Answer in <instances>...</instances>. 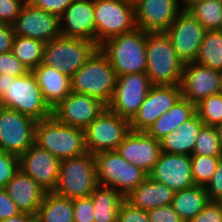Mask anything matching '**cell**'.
Instances as JSON below:
<instances>
[{"instance_id":"cell-21","label":"cell","mask_w":222,"mask_h":222,"mask_svg":"<svg viewBox=\"0 0 222 222\" xmlns=\"http://www.w3.org/2000/svg\"><path fill=\"white\" fill-rule=\"evenodd\" d=\"M117 152L129 163L149 174L161 153L160 141L146 131H133L123 139Z\"/></svg>"},{"instance_id":"cell-40","label":"cell","mask_w":222,"mask_h":222,"mask_svg":"<svg viewBox=\"0 0 222 222\" xmlns=\"http://www.w3.org/2000/svg\"><path fill=\"white\" fill-rule=\"evenodd\" d=\"M117 222H150L147 211L132 206L125 199L121 202Z\"/></svg>"},{"instance_id":"cell-3","label":"cell","mask_w":222,"mask_h":222,"mask_svg":"<svg viewBox=\"0 0 222 222\" xmlns=\"http://www.w3.org/2000/svg\"><path fill=\"white\" fill-rule=\"evenodd\" d=\"M35 144L60 161L87 153L84 130L65 125L53 115L37 122Z\"/></svg>"},{"instance_id":"cell-15","label":"cell","mask_w":222,"mask_h":222,"mask_svg":"<svg viewBox=\"0 0 222 222\" xmlns=\"http://www.w3.org/2000/svg\"><path fill=\"white\" fill-rule=\"evenodd\" d=\"M181 96L180 85H153L138 112L130 120L131 130L147 131Z\"/></svg>"},{"instance_id":"cell-50","label":"cell","mask_w":222,"mask_h":222,"mask_svg":"<svg viewBox=\"0 0 222 222\" xmlns=\"http://www.w3.org/2000/svg\"><path fill=\"white\" fill-rule=\"evenodd\" d=\"M178 6H182L180 7V10H188L189 8H191L194 4L200 2L201 0H176ZM180 1V2H179ZM182 4V5H181Z\"/></svg>"},{"instance_id":"cell-35","label":"cell","mask_w":222,"mask_h":222,"mask_svg":"<svg viewBox=\"0 0 222 222\" xmlns=\"http://www.w3.org/2000/svg\"><path fill=\"white\" fill-rule=\"evenodd\" d=\"M196 114L204 125L222 124V93L211 95L196 104Z\"/></svg>"},{"instance_id":"cell-9","label":"cell","mask_w":222,"mask_h":222,"mask_svg":"<svg viewBox=\"0 0 222 222\" xmlns=\"http://www.w3.org/2000/svg\"><path fill=\"white\" fill-rule=\"evenodd\" d=\"M94 16L98 46L137 28L134 5L123 0H94Z\"/></svg>"},{"instance_id":"cell-5","label":"cell","mask_w":222,"mask_h":222,"mask_svg":"<svg viewBox=\"0 0 222 222\" xmlns=\"http://www.w3.org/2000/svg\"><path fill=\"white\" fill-rule=\"evenodd\" d=\"M98 49L94 41L59 35L45 43L43 64L71 78Z\"/></svg>"},{"instance_id":"cell-8","label":"cell","mask_w":222,"mask_h":222,"mask_svg":"<svg viewBox=\"0 0 222 222\" xmlns=\"http://www.w3.org/2000/svg\"><path fill=\"white\" fill-rule=\"evenodd\" d=\"M1 105L29 116L37 122L52 115V110L44 101L32 71L9 79L8 90L1 98Z\"/></svg>"},{"instance_id":"cell-16","label":"cell","mask_w":222,"mask_h":222,"mask_svg":"<svg viewBox=\"0 0 222 222\" xmlns=\"http://www.w3.org/2000/svg\"><path fill=\"white\" fill-rule=\"evenodd\" d=\"M16 36H25L47 43L61 35L60 16L33 7L26 1L14 24Z\"/></svg>"},{"instance_id":"cell-49","label":"cell","mask_w":222,"mask_h":222,"mask_svg":"<svg viewBox=\"0 0 222 222\" xmlns=\"http://www.w3.org/2000/svg\"><path fill=\"white\" fill-rule=\"evenodd\" d=\"M10 78L15 77L0 73V99L7 93Z\"/></svg>"},{"instance_id":"cell-7","label":"cell","mask_w":222,"mask_h":222,"mask_svg":"<svg viewBox=\"0 0 222 222\" xmlns=\"http://www.w3.org/2000/svg\"><path fill=\"white\" fill-rule=\"evenodd\" d=\"M98 185L94 154L86 153L60 161L59 180L54 192L76 199L90 196Z\"/></svg>"},{"instance_id":"cell-4","label":"cell","mask_w":222,"mask_h":222,"mask_svg":"<svg viewBox=\"0 0 222 222\" xmlns=\"http://www.w3.org/2000/svg\"><path fill=\"white\" fill-rule=\"evenodd\" d=\"M117 74L108 58L98 49L71 77V92L95 97L108 105Z\"/></svg>"},{"instance_id":"cell-37","label":"cell","mask_w":222,"mask_h":222,"mask_svg":"<svg viewBox=\"0 0 222 222\" xmlns=\"http://www.w3.org/2000/svg\"><path fill=\"white\" fill-rule=\"evenodd\" d=\"M19 170V157L0 151V188H4Z\"/></svg>"},{"instance_id":"cell-1","label":"cell","mask_w":222,"mask_h":222,"mask_svg":"<svg viewBox=\"0 0 222 222\" xmlns=\"http://www.w3.org/2000/svg\"><path fill=\"white\" fill-rule=\"evenodd\" d=\"M146 74L153 85H180L185 63L165 32H146Z\"/></svg>"},{"instance_id":"cell-36","label":"cell","mask_w":222,"mask_h":222,"mask_svg":"<svg viewBox=\"0 0 222 222\" xmlns=\"http://www.w3.org/2000/svg\"><path fill=\"white\" fill-rule=\"evenodd\" d=\"M193 154L222 156L215 126L203 125L196 138Z\"/></svg>"},{"instance_id":"cell-41","label":"cell","mask_w":222,"mask_h":222,"mask_svg":"<svg viewBox=\"0 0 222 222\" xmlns=\"http://www.w3.org/2000/svg\"><path fill=\"white\" fill-rule=\"evenodd\" d=\"M27 0H0V23L13 25Z\"/></svg>"},{"instance_id":"cell-24","label":"cell","mask_w":222,"mask_h":222,"mask_svg":"<svg viewBox=\"0 0 222 222\" xmlns=\"http://www.w3.org/2000/svg\"><path fill=\"white\" fill-rule=\"evenodd\" d=\"M46 104L52 110L71 93V78L61 70L41 63L32 70Z\"/></svg>"},{"instance_id":"cell-32","label":"cell","mask_w":222,"mask_h":222,"mask_svg":"<svg viewBox=\"0 0 222 222\" xmlns=\"http://www.w3.org/2000/svg\"><path fill=\"white\" fill-rule=\"evenodd\" d=\"M195 63L222 71V31H206Z\"/></svg>"},{"instance_id":"cell-45","label":"cell","mask_w":222,"mask_h":222,"mask_svg":"<svg viewBox=\"0 0 222 222\" xmlns=\"http://www.w3.org/2000/svg\"><path fill=\"white\" fill-rule=\"evenodd\" d=\"M189 222H222V210L214 201H210L208 205Z\"/></svg>"},{"instance_id":"cell-12","label":"cell","mask_w":222,"mask_h":222,"mask_svg":"<svg viewBox=\"0 0 222 222\" xmlns=\"http://www.w3.org/2000/svg\"><path fill=\"white\" fill-rule=\"evenodd\" d=\"M152 86L146 73L117 76L116 86L107 108L120 117L131 120Z\"/></svg>"},{"instance_id":"cell-23","label":"cell","mask_w":222,"mask_h":222,"mask_svg":"<svg viewBox=\"0 0 222 222\" xmlns=\"http://www.w3.org/2000/svg\"><path fill=\"white\" fill-rule=\"evenodd\" d=\"M20 212L37 215L46 191L30 176L19 170L4 187Z\"/></svg>"},{"instance_id":"cell-27","label":"cell","mask_w":222,"mask_h":222,"mask_svg":"<svg viewBox=\"0 0 222 222\" xmlns=\"http://www.w3.org/2000/svg\"><path fill=\"white\" fill-rule=\"evenodd\" d=\"M196 114V105L182 96L172 108L159 116V118L146 131L151 137L160 141L165 135L188 121Z\"/></svg>"},{"instance_id":"cell-52","label":"cell","mask_w":222,"mask_h":222,"mask_svg":"<svg viewBox=\"0 0 222 222\" xmlns=\"http://www.w3.org/2000/svg\"><path fill=\"white\" fill-rule=\"evenodd\" d=\"M214 202H215V203L219 206V208L222 210V196H220L219 198H217Z\"/></svg>"},{"instance_id":"cell-30","label":"cell","mask_w":222,"mask_h":222,"mask_svg":"<svg viewBox=\"0 0 222 222\" xmlns=\"http://www.w3.org/2000/svg\"><path fill=\"white\" fill-rule=\"evenodd\" d=\"M36 222H74L73 199L46 192L35 216Z\"/></svg>"},{"instance_id":"cell-11","label":"cell","mask_w":222,"mask_h":222,"mask_svg":"<svg viewBox=\"0 0 222 222\" xmlns=\"http://www.w3.org/2000/svg\"><path fill=\"white\" fill-rule=\"evenodd\" d=\"M37 121L16 110L0 109V151L20 157L35 143Z\"/></svg>"},{"instance_id":"cell-28","label":"cell","mask_w":222,"mask_h":222,"mask_svg":"<svg viewBox=\"0 0 222 222\" xmlns=\"http://www.w3.org/2000/svg\"><path fill=\"white\" fill-rule=\"evenodd\" d=\"M210 202L204 186L193 185L184 190L175 191L173 209L184 222H189Z\"/></svg>"},{"instance_id":"cell-10","label":"cell","mask_w":222,"mask_h":222,"mask_svg":"<svg viewBox=\"0 0 222 222\" xmlns=\"http://www.w3.org/2000/svg\"><path fill=\"white\" fill-rule=\"evenodd\" d=\"M131 132L130 120L120 117L109 108L84 130L88 153L117 150L123 139Z\"/></svg>"},{"instance_id":"cell-51","label":"cell","mask_w":222,"mask_h":222,"mask_svg":"<svg viewBox=\"0 0 222 222\" xmlns=\"http://www.w3.org/2000/svg\"><path fill=\"white\" fill-rule=\"evenodd\" d=\"M215 129H216L217 138L219 140V144L222 150V124L216 125Z\"/></svg>"},{"instance_id":"cell-26","label":"cell","mask_w":222,"mask_h":222,"mask_svg":"<svg viewBox=\"0 0 222 222\" xmlns=\"http://www.w3.org/2000/svg\"><path fill=\"white\" fill-rule=\"evenodd\" d=\"M203 125L202 120L195 114L188 121L183 122L177 130H172L160 140L161 152L191 156Z\"/></svg>"},{"instance_id":"cell-47","label":"cell","mask_w":222,"mask_h":222,"mask_svg":"<svg viewBox=\"0 0 222 222\" xmlns=\"http://www.w3.org/2000/svg\"><path fill=\"white\" fill-rule=\"evenodd\" d=\"M14 36L13 25L0 23V54L12 51Z\"/></svg>"},{"instance_id":"cell-34","label":"cell","mask_w":222,"mask_h":222,"mask_svg":"<svg viewBox=\"0 0 222 222\" xmlns=\"http://www.w3.org/2000/svg\"><path fill=\"white\" fill-rule=\"evenodd\" d=\"M190 157L193 181L195 185L205 187L206 184L211 180L222 156L192 154Z\"/></svg>"},{"instance_id":"cell-29","label":"cell","mask_w":222,"mask_h":222,"mask_svg":"<svg viewBox=\"0 0 222 222\" xmlns=\"http://www.w3.org/2000/svg\"><path fill=\"white\" fill-rule=\"evenodd\" d=\"M90 196L95 222H117L120 204L124 200L118 191L98 184Z\"/></svg>"},{"instance_id":"cell-31","label":"cell","mask_w":222,"mask_h":222,"mask_svg":"<svg viewBox=\"0 0 222 222\" xmlns=\"http://www.w3.org/2000/svg\"><path fill=\"white\" fill-rule=\"evenodd\" d=\"M44 46L43 41L15 35L12 43V53L29 71H32L43 63Z\"/></svg>"},{"instance_id":"cell-46","label":"cell","mask_w":222,"mask_h":222,"mask_svg":"<svg viewBox=\"0 0 222 222\" xmlns=\"http://www.w3.org/2000/svg\"><path fill=\"white\" fill-rule=\"evenodd\" d=\"M15 203L11 200L4 188H0V221L6 220L19 214Z\"/></svg>"},{"instance_id":"cell-6","label":"cell","mask_w":222,"mask_h":222,"mask_svg":"<svg viewBox=\"0 0 222 222\" xmlns=\"http://www.w3.org/2000/svg\"><path fill=\"white\" fill-rule=\"evenodd\" d=\"M98 184L118 191L124 198L142 183L148 174L127 162L117 150L94 154Z\"/></svg>"},{"instance_id":"cell-39","label":"cell","mask_w":222,"mask_h":222,"mask_svg":"<svg viewBox=\"0 0 222 222\" xmlns=\"http://www.w3.org/2000/svg\"><path fill=\"white\" fill-rule=\"evenodd\" d=\"M28 72V68L13 55L12 51L0 54V73L20 77Z\"/></svg>"},{"instance_id":"cell-53","label":"cell","mask_w":222,"mask_h":222,"mask_svg":"<svg viewBox=\"0 0 222 222\" xmlns=\"http://www.w3.org/2000/svg\"><path fill=\"white\" fill-rule=\"evenodd\" d=\"M125 2L131 3V4H135L138 0H123Z\"/></svg>"},{"instance_id":"cell-22","label":"cell","mask_w":222,"mask_h":222,"mask_svg":"<svg viewBox=\"0 0 222 222\" xmlns=\"http://www.w3.org/2000/svg\"><path fill=\"white\" fill-rule=\"evenodd\" d=\"M60 23L61 35L95 42L94 0H74L60 16Z\"/></svg>"},{"instance_id":"cell-17","label":"cell","mask_w":222,"mask_h":222,"mask_svg":"<svg viewBox=\"0 0 222 222\" xmlns=\"http://www.w3.org/2000/svg\"><path fill=\"white\" fill-rule=\"evenodd\" d=\"M180 86L182 97L196 105L204 98L221 93L222 71L195 62L186 63Z\"/></svg>"},{"instance_id":"cell-20","label":"cell","mask_w":222,"mask_h":222,"mask_svg":"<svg viewBox=\"0 0 222 222\" xmlns=\"http://www.w3.org/2000/svg\"><path fill=\"white\" fill-rule=\"evenodd\" d=\"M137 28L165 32L181 11L176 0H138L134 4Z\"/></svg>"},{"instance_id":"cell-14","label":"cell","mask_w":222,"mask_h":222,"mask_svg":"<svg viewBox=\"0 0 222 222\" xmlns=\"http://www.w3.org/2000/svg\"><path fill=\"white\" fill-rule=\"evenodd\" d=\"M106 107L95 97L71 92L52 109V115L65 125L85 130Z\"/></svg>"},{"instance_id":"cell-43","label":"cell","mask_w":222,"mask_h":222,"mask_svg":"<svg viewBox=\"0 0 222 222\" xmlns=\"http://www.w3.org/2000/svg\"><path fill=\"white\" fill-rule=\"evenodd\" d=\"M147 214L150 222H184L172 205L150 209Z\"/></svg>"},{"instance_id":"cell-2","label":"cell","mask_w":222,"mask_h":222,"mask_svg":"<svg viewBox=\"0 0 222 222\" xmlns=\"http://www.w3.org/2000/svg\"><path fill=\"white\" fill-rule=\"evenodd\" d=\"M99 49L108 58L117 76L146 73V32L140 28L106 40Z\"/></svg>"},{"instance_id":"cell-13","label":"cell","mask_w":222,"mask_h":222,"mask_svg":"<svg viewBox=\"0 0 222 222\" xmlns=\"http://www.w3.org/2000/svg\"><path fill=\"white\" fill-rule=\"evenodd\" d=\"M206 30L187 10H181L165 31L178 57L186 64L195 62Z\"/></svg>"},{"instance_id":"cell-42","label":"cell","mask_w":222,"mask_h":222,"mask_svg":"<svg viewBox=\"0 0 222 222\" xmlns=\"http://www.w3.org/2000/svg\"><path fill=\"white\" fill-rule=\"evenodd\" d=\"M74 0H27L33 7L61 16Z\"/></svg>"},{"instance_id":"cell-33","label":"cell","mask_w":222,"mask_h":222,"mask_svg":"<svg viewBox=\"0 0 222 222\" xmlns=\"http://www.w3.org/2000/svg\"><path fill=\"white\" fill-rule=\"evenodd\" d=\"M187 11L201 23L206 31L222 29V1L201 0Z\"/></svg>"},{"instance_id":"cell-25","label":"cell","mask_w":222,"mask_h":222,"mask_svg":"<svg viewBox=\"0 0 222 222\" xmlns=\"http://www.w3.org/2000/svg\"><path fill=\"white\" fill-rule=\"evenodd\" d=\"M174 192L166 184H161L149 176L124 199L132 206L148 211L172 204Z\"/></svg>"},{"instance_id":"cell-19","label":"cell","mask_w":222,"mask_h":222,"mask_svg":"<svg viewBox=\"0 0 222 222\" xmlns=\"http://www.w3.org/2000/svg\"><path fill=\"white\" fill-rule=\"evenodd\" d=\"M148 176L161 184H166L173 191L184 190L195 185L191 157L184 154L161 152Z\"/></svg>"},{"instance_id":"cell-48","label":"cell","mask_w":222,"mask_h":222,"mask_svg":"<svg viewBox=\"0 0 222 222\" xmlns=\"http://www.w3.org/2000/svg\"><path fill=\"white\" fill-rule=\"evenodd\" d=\"M0 222H35V216L29 213L20 212L16 216Z\"/></svg>"},{"instance_id":"cell-38","label":"cell","mask_w":222,"mask_h":222,"mask_svg":"<svg viewBox=\"0 0 222 222\" xmlns=\"http://www.w3.org/2000/svg\"><path fill=\"white\" fill-rule=\"evenodd\" d=\"M74 222H95L91 196L73 199Z\"/></svg>"},{"instance_id":"cell-44","label":"cell","mask_w":222,"mask_h":222,"mask_svg":"<svg viewBox=\"0 0 222 222\" xmlns=\"http://www.w3.org/2000/svg\"><path fill=\"white\" fill-rule=\"evenodd\" d=\"M205 190L210 201H215L217 198L222 196V157L218 162L211 180L206 184Z\"/></svg>"},{"instance_id":"cell-18","label":"cell","mask_w":222,"mask_h":222,"mask_svg":"<svg viewBox=\"0 0 222 222\" xmlns=\"http://www.w3.org/2000/svg\"><path fill=\"white\" fill-rule=\"evenodd\" d=\"M19 168L33 178L46 192L56 189L60 160L35 143L19 157Z\"/></svg>"}]
</instances>
